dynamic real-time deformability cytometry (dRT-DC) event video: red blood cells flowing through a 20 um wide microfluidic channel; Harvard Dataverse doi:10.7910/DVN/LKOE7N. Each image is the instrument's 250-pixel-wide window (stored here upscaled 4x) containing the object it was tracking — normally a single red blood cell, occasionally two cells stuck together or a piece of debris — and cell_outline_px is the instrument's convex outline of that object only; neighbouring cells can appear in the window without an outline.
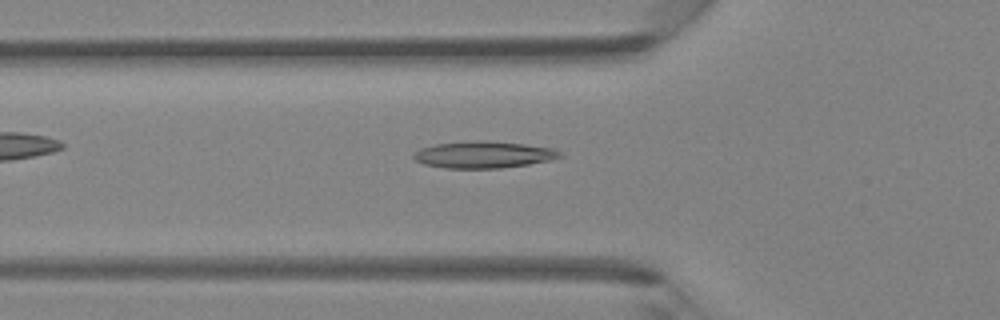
{"species": "Egyptian fruit bat (a non-hibernating species)", "species_latin": "Rousettus aegyptiacus", "temperature_condition": "room temperature", "stored_images_in_passage": 35, "camera_frame_rate_fps": 3000, "um_per_image_px": 0.085, "animal": {"sex": "female"}, "frame": {"image": 1, "passage_image": 6, "time_ms": 1.667, "image_size_px": [1000, 320], "cell_outline_px": [[564, 156], [552, 160], [528, 164], [500, 168], [444, 168], [424, 164], [416, 160], [412, 156], [420, 148], [436, 144], [476, 140], [480, 140], [524, 144], [552, 148], [560, 152]], "centroid_in_image_um": [41.11, 13.15], "position_along_channel_um": 84.7, "area_um2": 22.72}}
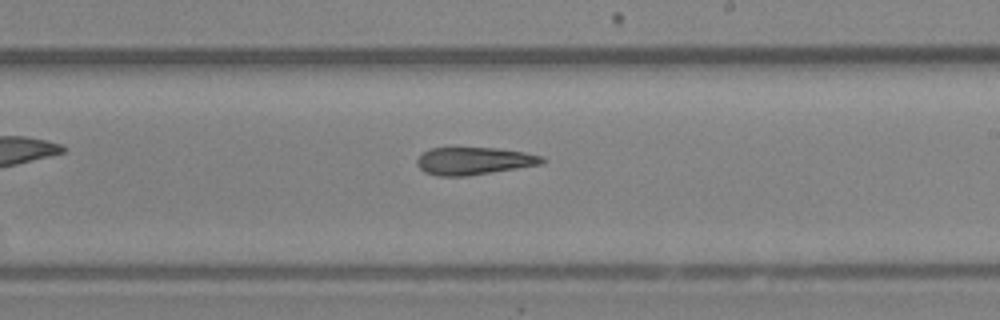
{"frame": {"image": 2, "passage_image": 17, "time_ms": 5.333, "image_size_px": [1000, 320], "cell_outline_px": [[544, 160], [540, 164], [516, 168], [464, 176], [440, 176], [424, 172], [416, 164], [416, 160], [428, 148], [496, 148], [524, 152], [544, 156]], "centroid_in_image_um": [40.25, 13.67], "position_along_channel_um": 248.8, "area_um2": 19.77}}
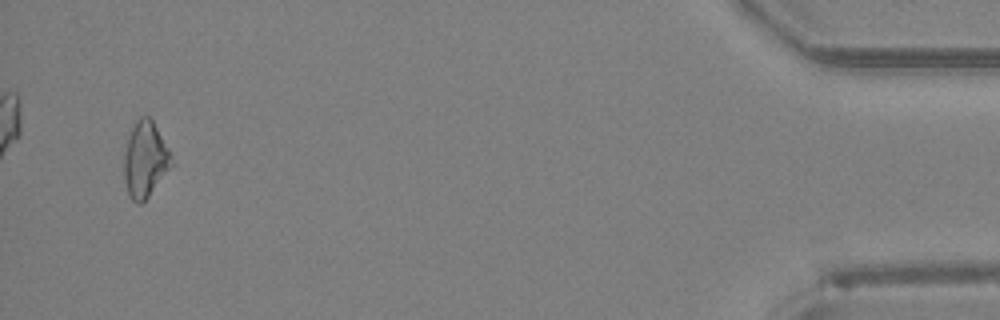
{"frame": {"image": 3, "passage_image": 34, "time_ms": 11.0, "image_size_px": [1000, 320], "cell_outline_px": [[172, 164], [148, 196], [140, 204], [136, 204], [128, 196], [124, 180], [124, 152], [132, 128], [136, 120], [140, 116], [148, 116], [152, 120], [168, 148], [172, 156]], "centroid_in_image_um": [12.31, 13.57], "position_along_channel_um": 422.9, "area_um2": 20.58}}